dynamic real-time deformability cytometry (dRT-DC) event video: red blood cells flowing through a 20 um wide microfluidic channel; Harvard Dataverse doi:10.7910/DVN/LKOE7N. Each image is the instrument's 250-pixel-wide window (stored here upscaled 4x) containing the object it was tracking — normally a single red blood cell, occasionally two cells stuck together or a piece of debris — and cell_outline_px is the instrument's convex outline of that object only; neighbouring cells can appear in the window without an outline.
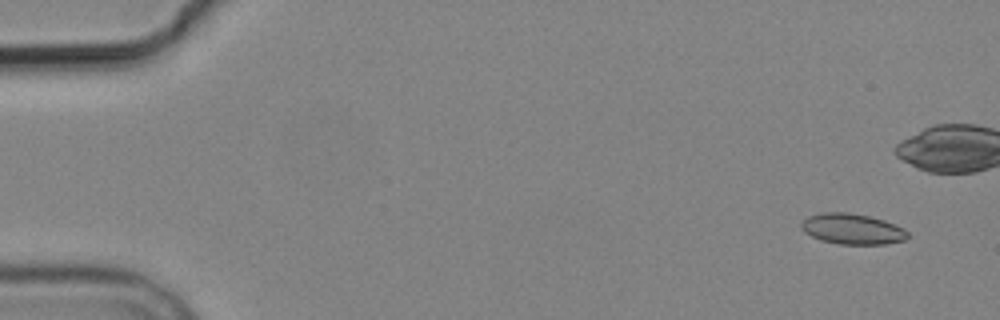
{"species": "common noctule bat (a hibernating species)", "species_latin": "Nyctalus noctula", "temperature_condition": "cold", "stored_images_in_passage": 5, "camera_frame_rate_fps": 3000, "um_per_image_px": 0.085, "animal": {"sex": "male", "body_mass_g": 19.2, "forearm_length_mm": 51.8}, "frame": {"image": 1, "passage_image": 1, "time_ms": 0.0, "image_size_px": [1000, 320], "cell_outline_px": [[908, 236], [904, 240], [888, 244], [840, 244], [820, 240], [804, 232], [800, 228], [800, 224], [808, 216], [820, 212], [848, 212], [872, 216], [884, 220], [904, 228], [908, 232]], "centroid_in_image_um": [72.44, 19.45], "position_along_channel_um": 12.6, "area_um2": 19.19}}